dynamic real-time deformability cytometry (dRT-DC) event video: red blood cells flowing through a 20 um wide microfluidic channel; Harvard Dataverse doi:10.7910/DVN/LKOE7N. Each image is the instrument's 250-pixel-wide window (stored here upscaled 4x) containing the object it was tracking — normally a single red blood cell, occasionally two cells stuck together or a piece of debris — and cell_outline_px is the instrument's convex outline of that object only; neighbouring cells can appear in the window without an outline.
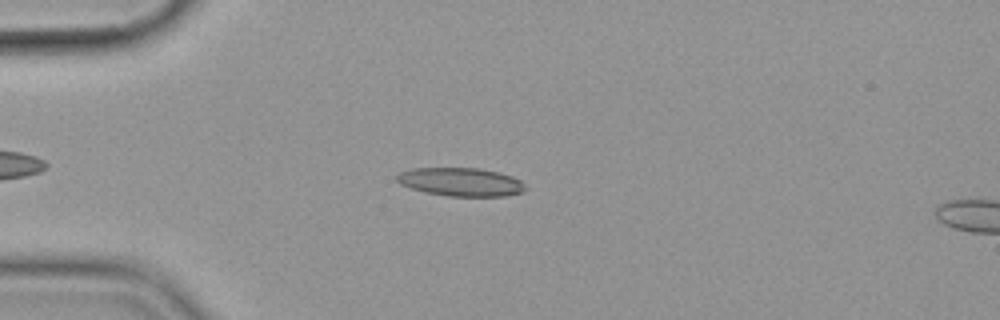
{"species": "common noctule bat (a hibernating species)", "species_latin": "Nyctalus noctula", "temperature_condition": "cold", "stored_images_in_passage": 9, "camera_frame_rate_fps": 3000, "um_per_image_px": 0.085, "animal": {"sex": "female", "body_mass_g": 19.9}, "frame": {"image": 1, "passage_image": 6, "time_ms": 1.667, "image_size_px": [1000, 320], "cell_outline_px": [[524, 192], [504, 196], [448, 196], [424, 192], [400, 184], [396, 180], [396, 176], [400, 172], [412, 168], [480, 168], [512, 176], [520, 180], [524, 184]], "centroid_in_image_um": [39.15, 15.46], "position_along_channel_um": 45.9, "area_um2": 21.21}}